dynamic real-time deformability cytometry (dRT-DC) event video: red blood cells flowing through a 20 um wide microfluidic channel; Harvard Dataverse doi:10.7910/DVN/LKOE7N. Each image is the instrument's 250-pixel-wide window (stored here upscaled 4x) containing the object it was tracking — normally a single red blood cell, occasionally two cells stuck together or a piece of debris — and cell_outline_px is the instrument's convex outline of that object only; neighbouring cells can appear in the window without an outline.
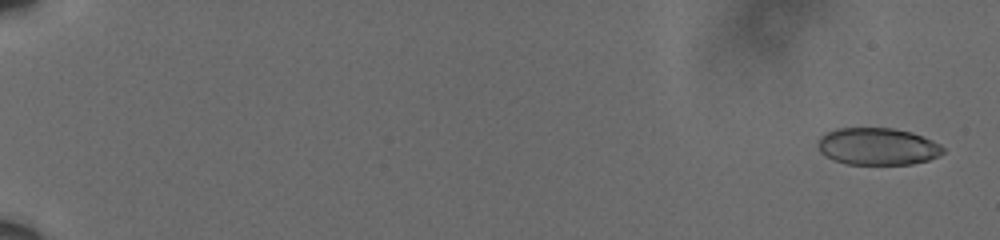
{"species": "human", "species_latin": "Homo sapiens", "temperature_condition": "cold", "stored_images_in_passage": 61, "camera_frame_rate_fps": 3000, "um_per_image_px": 0.085, "donor": {"sex": "male"}, "frame": {"image": 1, "passage_image": 3, "time_ms": 0.667, "image_size_px": [1000, 240], "cell_outline_px": [[944, 152], [928, 160], [912, 164], [848, 164], [832, 160], [820, 152], [816, 144], [820, 136], [824, 132], [836, 128], [892, 128], [912, 132], [932, 140], [940, 144], [944, 148]], "centroid_in_image_um": [74.55, 12.44], "position_along_channel_um": 10.5, "area_um2": 27.28}}
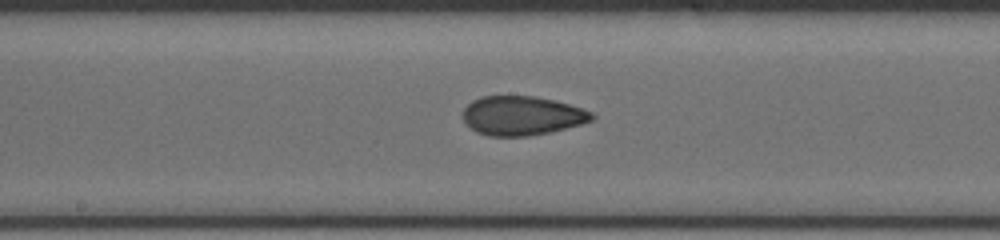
{"frame": {"image": 2, "passage_image": 36, "time_ms": 11.667, "image_size_px": [1000, 240], "cell_outline_px": [[596, 116], [592, 120], [580, 124], [548, 132], [528, 136], [492, 136], [476, 132], [464, 120], [464, 108], [472, 100], [480, 96], [536, 96], [556, 100], [592, 112]], "centroid_in_image_um": [44.36, 9.82], "position_along_channel_um": 203.8, "area_um2": 29.19}}
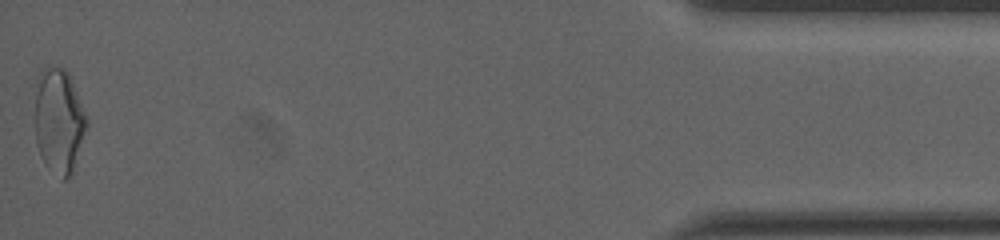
{"frame": {"image": 3, "passage_image": 61, "time_ms": 20.0, "image_size_px": [1000, 240], "cell_outline_px": [[88, 124], [72, 176], [64, 180], [60, 180], [44, 164], [40, 156], [36, 144], [36, 80], [40, 72], [44, 68], [64, 68], [68, 72], [88, 120]], "centroid_in_image_um": [5.01, 10.35], "position_along_channel_um": 430.2, "area_um2": 31.73}, "authors_computed_cell_mechanics": {"area_um2": 29.189, "velocity_mm_per_s": 3.6243, "shape_relaxation_time_tau1_ms": null, "shape_relaxation_time_tau2_ms": 1.7409, "deformation_change_tau1": null, "deformation_change_tau2": 0.0634}}